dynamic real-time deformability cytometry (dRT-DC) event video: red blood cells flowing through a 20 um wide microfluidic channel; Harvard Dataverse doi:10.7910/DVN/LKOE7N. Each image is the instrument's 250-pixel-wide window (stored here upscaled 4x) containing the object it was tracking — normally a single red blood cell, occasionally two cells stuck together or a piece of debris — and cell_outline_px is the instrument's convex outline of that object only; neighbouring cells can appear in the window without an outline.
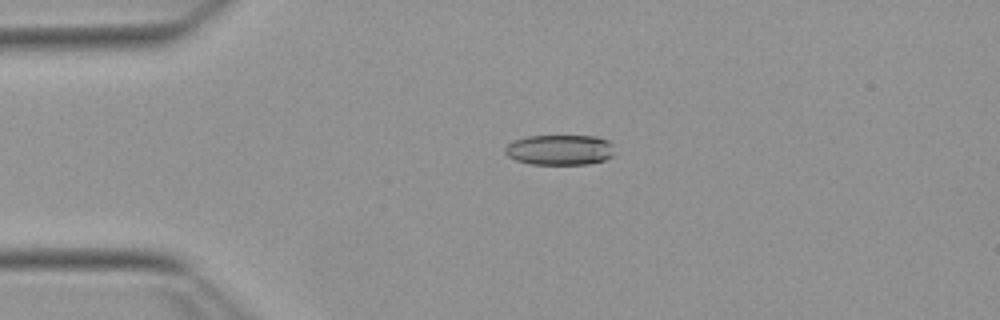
{"species": "Egyptian fruit bat (a non-hibernating species)", "species_latin": "Rousettus aegyptiacus", "temperature_condition": "warm", "stored_images_in_passage": 42, "camera_frame_rate_fps": 3000, "um_per_image_px": 0.085, "animal": {"sex": "female"}, "frame": {"image": 1, "passage_image": 1, "time_ms": 0.0, "image_size_px": [1000, 320], "cell_outline_px": [[612, 156], [604, 160], [588, 164], [528, 164], [516, 160], [508, 156], [504, 152], [504, 148], [508, 144], [516, 140], [528, 136], [596, 136], [608, 140], [612, 144]], "centroid_in_image_um": [47.57, 12.74], "position_along_channel_um": 37.4, "area_um2": 19.31}}
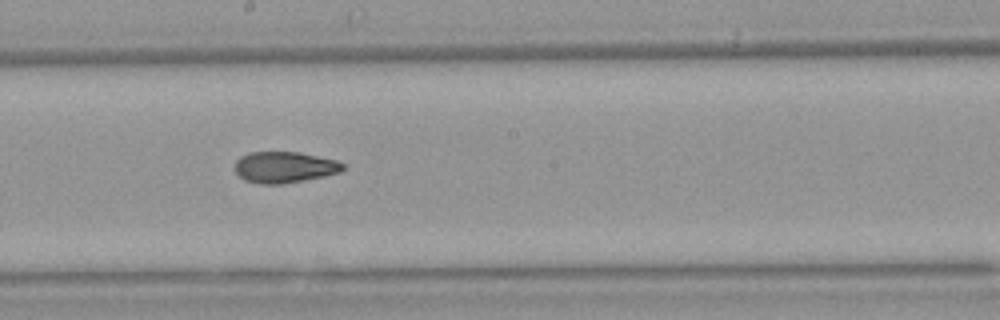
{"frame": {"image": 2, "passage_image": 18, "time_ms": 5.667, "image_size_px": [1000, 320], "cell_outline_px": [[344, 168], [340, 172], [324, 176], [284, 184], [260, 184], [244, 180], [236, 172], [236, 160], [240, 156], [248, 152], [300, 152], [336, 160], [344, 164]], "centroid_in_image_um": [24.17, 14.21], "position_along_channel_um": 224.0, "area_um2": 19.65}}
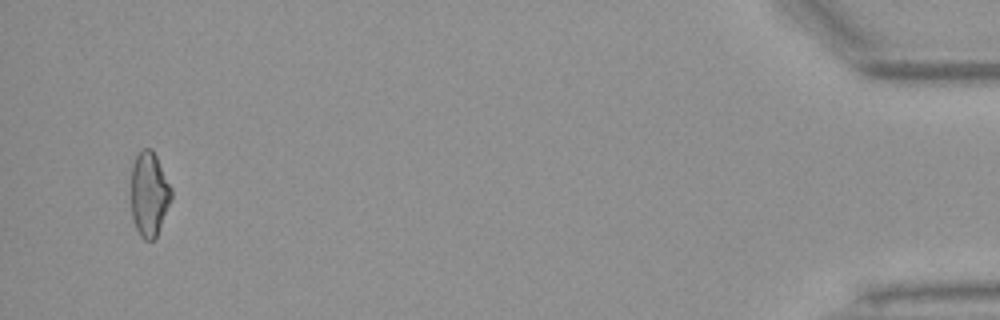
{"frame": {"image": 3, "passage_image": 40, "time_ms": 13.0, "image_size_px": [1000, 320], "cell_outline_px": [[172, 196], [156, 240], [144, 240], [140, 236], [136, 228], [132, 216], [132, 164], [136, 156], [144, 148], [152, 148], [172, 188]], "centroid_in_image_um": [12.69, 16.52], "position_along_channel_um": 422.5, "area_um2": 19.77}, "authors_computed_cell_mechanics": {"area_um2": 19.9699, "velocity_mm_per_s": 3.8605, "shape_relaxation_time_tau1_ms": 8.7976, "shape_relaxation_time_tau2_ms": 3.2125, "deformation_change_tau1": 0.2056, "deformation_change_tau2": 0.1047}}